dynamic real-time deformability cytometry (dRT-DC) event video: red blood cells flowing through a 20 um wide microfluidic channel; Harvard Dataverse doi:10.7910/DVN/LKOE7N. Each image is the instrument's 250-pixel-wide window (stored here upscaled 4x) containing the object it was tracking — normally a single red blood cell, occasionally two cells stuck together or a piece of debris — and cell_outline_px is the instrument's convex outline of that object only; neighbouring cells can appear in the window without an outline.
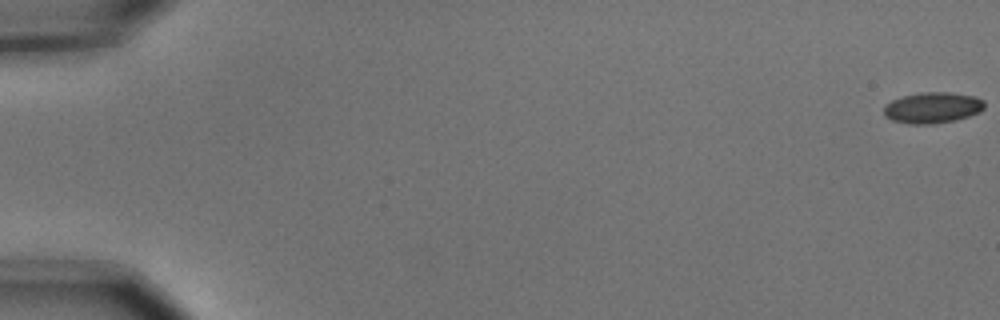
{"species": "common noctule bat (a hibernating species)", "species_latin": "Nyctalus noctula", "temperature_condition": "cold", "stored_images_in_passage": 6, "camera_frame_rate_fps": 3000, "um_per_image_px": 0.085, "animal": {"sex": "male", "body_mass_g": 15.6}, "frame": {"image": 1, "passage_image": 1, "time_ms": 0.0, "image_size_px": [1000, 320], "cell_outline_px": [[984, 108], [980, 112], [956, 120], [932, 124], [908, 124], [892, 120], [884, 116], [884, 104], [900, 96], [920, 92], [948, 92], [976, 96], [984, 100]], "centroid_in_image_um": [79.25, 9.15], "position_along_channel_um": 5.8, "area_um2": 18.44}}